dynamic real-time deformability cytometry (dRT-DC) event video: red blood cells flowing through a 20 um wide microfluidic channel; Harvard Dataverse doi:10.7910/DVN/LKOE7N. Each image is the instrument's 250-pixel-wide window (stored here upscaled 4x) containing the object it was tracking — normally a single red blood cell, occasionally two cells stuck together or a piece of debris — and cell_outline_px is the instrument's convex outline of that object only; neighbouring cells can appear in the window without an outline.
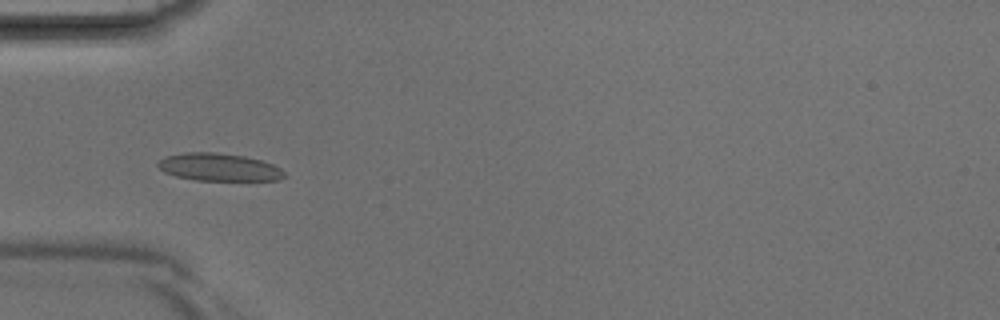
{"species": "Egyptian fruit bat (a non-hibernating species)", "species_latin": "Rousettus aegyptiacus", "temperature_condition": "room temperature", "stored_images_in_passage": 39, "camera_frame_rate_fps": 3000, "um_per_image_px": 0.085, "animal": {"sex": "male"}, "frame": {"image": 1, "passage_image": 11, "time_ms": 3.333, "image_size_px": [1000, 320], "cell_outline_px": [[288, 176], [280, 180], [196, 180], [176, 176], [164, 172], [156, 164], [164, 156], [184, 152], [216, 152], [244, 156], [260, 160], [272, 164], [280, 168]], "centroid_in_image_um": [18.61, 14.2], "position_along_channel_um": 66.4, "area_um2": 20.4}}
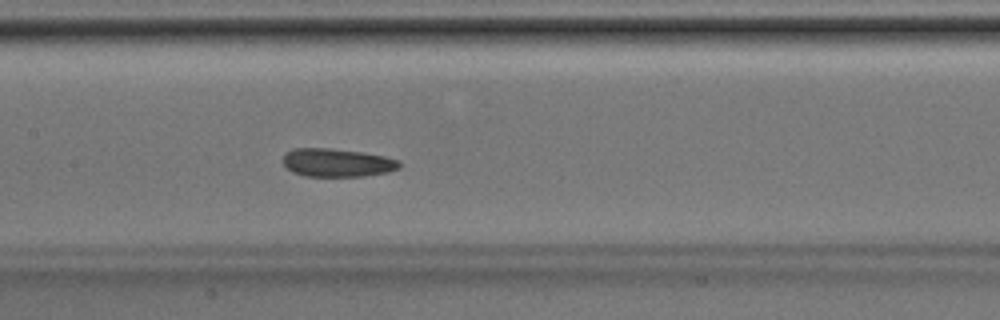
{"frame": {"image": 2, "passage_image": 18, "time_ms": 5.667, "image_size_px": [1000, 320], "cell_outline_px": [[400, 168], [388, 172], [364, 176], [304, 176], [292, 172], [284, 164], [284, 152], [292, 148], [332, 148], [364, 152], [384, 156], [400, 160]], "centroid_in_image_um": [28.66, 13.82], "position_along_channel_um": 178.7, "area_um2": 19.36}}
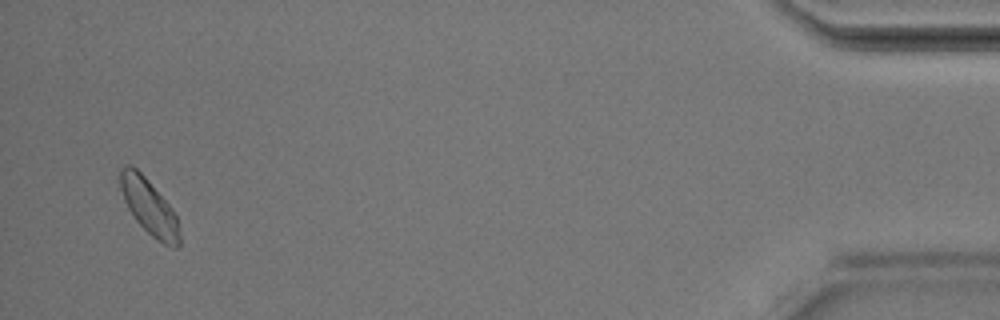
{"frame": {"image": 3, "passage_image": 38, "time_ms": 12.333, "image_size_px": [1000, 320], "cell_outline_px": [[180, 244], [176, 248], [164, 244], [156, 240], [136, 220], [128, 208], [124, 200], [120, 188], [120, 168], [124, 164], [132, 164], [148, 180], [168, 204], [176, 216], [180, 236]], "centroid_in_image_um": [12.65, 17.56], "position_along_channel_um": 422.5, "area_um2": 18.96}}